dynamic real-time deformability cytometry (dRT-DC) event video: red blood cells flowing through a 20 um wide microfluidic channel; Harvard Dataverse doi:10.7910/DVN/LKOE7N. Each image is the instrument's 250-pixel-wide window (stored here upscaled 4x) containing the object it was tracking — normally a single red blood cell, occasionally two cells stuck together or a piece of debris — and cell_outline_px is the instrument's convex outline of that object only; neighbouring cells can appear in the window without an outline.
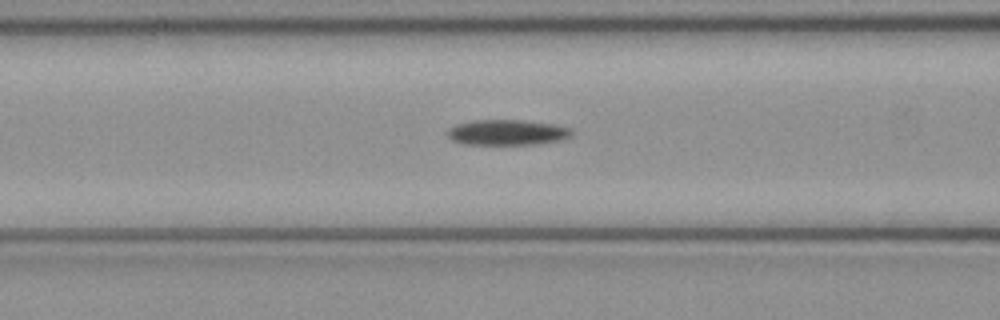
{"species": "common noctule bat (a hibernating species)", "species_latin": "Nyctalus noctula", "temperature_condition": "cold", "stored_images_in_passage": 51, "camera_frame_rate_fps": 3000, "um_per_image_px": 0.085, "animal": {"sex": "female", "body_mass_g": 21.9}, "frame": {"image": 1, "passage_image": 20, "time_ms": 6.333, "image_size_px": [1000, 320], "cell_outline_px": [[576, 132], [572, 136], [564, 140], [536, 144], [464, 144], [452, 140], [444, 132], [448, 128], [456, 124], [472, 120], [524, 120], [556, 124], [572, 128]], "centroid_in_image_um": [43.16, 11.25], "position_along_channel_um": 123.4, "area_um2": 18.9}}
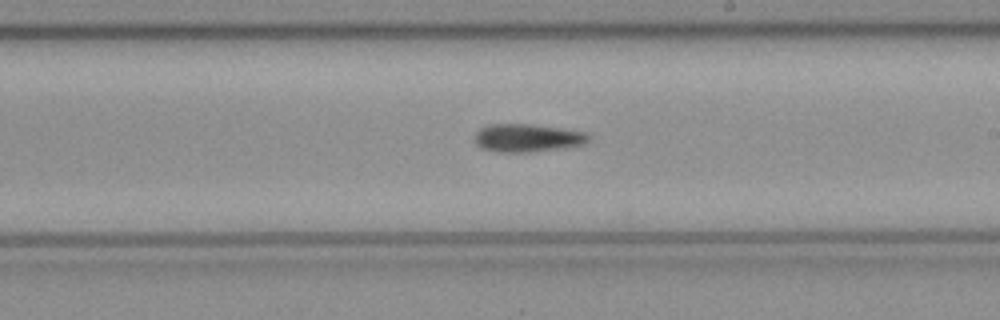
{"frame": {"image": 2, "passage_image": 29, "time_ms": 9.333, "image_size_px": [1000, 320], "cell_outline_px": [[592, 136], [584, 144], [564, 148], [528, 152], [496, 152], [480, 148], [476, 144], [472, 136], [480, 128], [488, 124], [532, 124], [588, 132]], "centroid_in_image_um": [44.81, 11.72], "position_along_channel_um": 244.2, "area_um2": 18.96}}
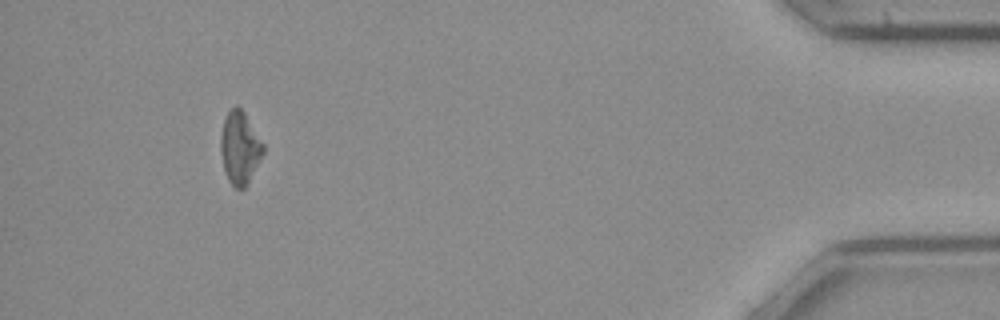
{"frame": {"image": 3, "passage_image": 47, "time_ms": 15.333, "image_size_px": [1000, 320], "cell_outline_px": [[264, 152], [248, 184], [244, 188], [236, 188], [228, 180], [224, 168], [220, 152], [220, 136], [224, 120], [228, 112], [236, 104], [244, 112], [264, 144]], "centroid_in_image_um": [20.39, 12.56], "position_along_channel_um": 414.8, "area_um2": 17.92}, "authors_computed_cell_mechanics": {"area_um2": 18.3804, "velocity_mm_per_s": 4.0156, "shape_relaxation_time_tau1_ms": 4.7603, "shape_relaxation_time_tau2_ms": null, "deformation_change_tau1": 0.1044, "deformation_change_tau2": null}}